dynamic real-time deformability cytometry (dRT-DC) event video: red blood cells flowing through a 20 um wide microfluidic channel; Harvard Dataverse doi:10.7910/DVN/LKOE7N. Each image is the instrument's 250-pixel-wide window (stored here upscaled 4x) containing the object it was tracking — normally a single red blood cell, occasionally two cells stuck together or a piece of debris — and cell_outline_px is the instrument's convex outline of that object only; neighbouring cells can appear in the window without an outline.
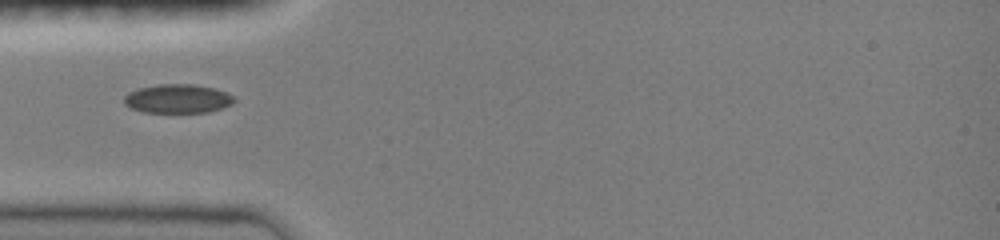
{"species": "common noctule bat (a hibernating species)", "species_latin": "Nyctalus noctula", "temperature_condition": "room temperature", "stored_images_in_passage": 5, "camera_frame_rate_fps": 3000, "um_per_image_px": 0.085, "animal": {"sex": "female", "body_mass_g": 19.0, "forearm_length_mm": 51.5}, "frame": {"image": 1, "passage_image": 1, "time_ms": 0.0, "image_size_px": [1000, 240], "cell_outline_px": [[236, 100], [232, 104], [208, 112], [144, 112], [132, 108], [124, 104], [124, 96], [128, 92], [136, 88], [156, 84], [192, 84], [216, 88], [228, 92], [236, 96]], "centroid_in_image_um": [15.12, 8.37], "position_along_channel_um": 69.9, "area_um2": 18.79}}
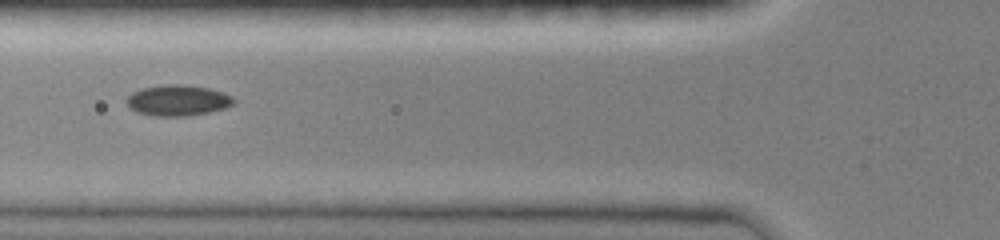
{"frame": {"image": 2, "passage_image": 3, "time_ms": 1.0, "image_size_px": [1000, 240], "cell_outline_px": [[236, 100], [232, 104], [224, 108], [208, 112], [188, 116], [152, 116], [136, 112], [128, 108], [124, 100], [132, 92], [144, 88], [164, 84], [184, 84], [208, 88], [224, 92], [232, 96]], "centroid_in_image_um": [15.07, 8.53], "position_along_channel_um": 110.7, "area_um2": 19.48}}